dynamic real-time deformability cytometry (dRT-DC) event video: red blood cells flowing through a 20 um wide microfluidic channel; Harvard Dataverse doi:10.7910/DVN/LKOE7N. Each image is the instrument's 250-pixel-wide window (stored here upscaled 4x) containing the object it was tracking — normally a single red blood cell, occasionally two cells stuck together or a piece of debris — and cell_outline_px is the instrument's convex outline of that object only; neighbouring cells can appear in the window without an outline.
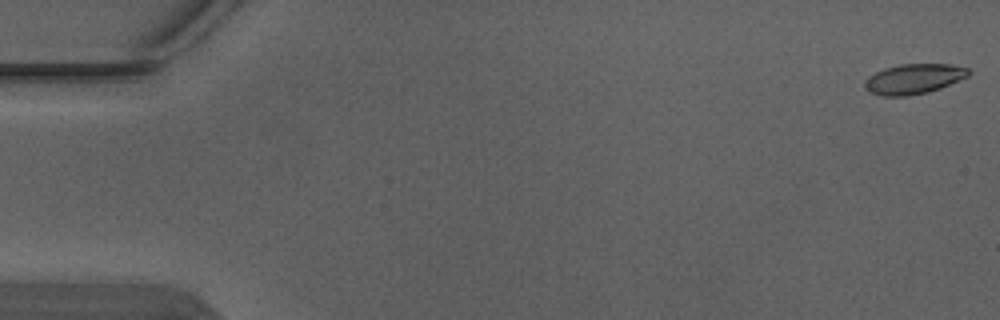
{"species": "Egyptian fruit bat (a non-hibernating species)", "species_latin": "Rousettus aegyptiacus", "temperature_condition": "warm", "stored_images_in_passage": 5, "camera_frame_rate_fps": 3000, "um_per_image_px": 0.085, "animal": {"sex": "male"}, "frame": {"image": 1, "passage_image": 1, "time_ms": 0.0, "image_size_px": [1000, 320], "cell_outline_px": [[972, 72], [968, 76], [940, 88], [928, 92], [908, 96], [880, 96], [868, 92], [864, 88], [864, 80], [868, 76], [884, 68], [900, 64], [952, 64], [968, 68]], "centroid_in_image_um": [77.64, 6.71], "position_along_channel_um": 7.4, "area_um2": 18.38}}